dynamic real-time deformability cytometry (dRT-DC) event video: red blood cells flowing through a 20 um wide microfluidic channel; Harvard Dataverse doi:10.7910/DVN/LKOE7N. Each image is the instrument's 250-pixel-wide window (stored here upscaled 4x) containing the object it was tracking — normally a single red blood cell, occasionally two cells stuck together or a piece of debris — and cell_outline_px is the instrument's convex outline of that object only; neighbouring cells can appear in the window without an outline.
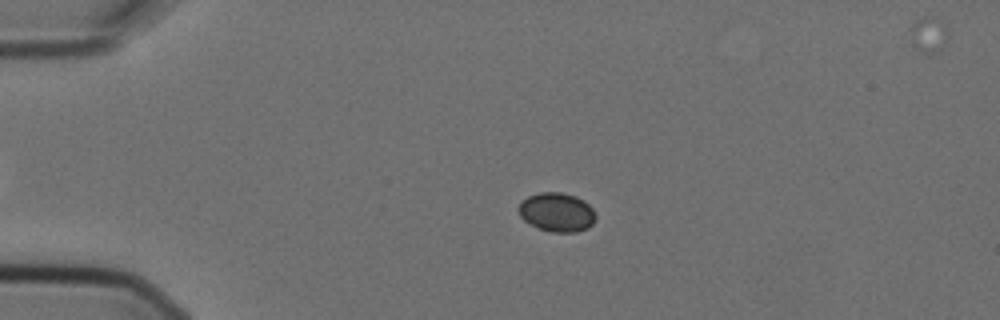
{"species": "Egyptian fruit bat (a non-hibernating species)", "species_latin": "Rousettus aegyptiacus", "temperature_condition": "cold", "stored_images_in_passage": 5, "camera_frame_rate_fps": 3000, "um_per_image_px": 0.085, "animal": {"sex": "female"}, "frame": {"image": 1, "passage_image": 3, "time_ms": 0.667, "image_size_px": [1000, 320], "cell_outline_px": [[596, 220], [588, 228], [576, 232], [552, 232], [540, 228], [524, 220], [520, 216], [516, 208], [520, 200], [528, 196], [540, 192], [560, 192], [576, 196], [584, 200], [592, 208], [596, 216]], "centroid_in_image_um": [47.32, 18.02], "position_along_channel_um": 37.7, "area_um2": 17.69}}